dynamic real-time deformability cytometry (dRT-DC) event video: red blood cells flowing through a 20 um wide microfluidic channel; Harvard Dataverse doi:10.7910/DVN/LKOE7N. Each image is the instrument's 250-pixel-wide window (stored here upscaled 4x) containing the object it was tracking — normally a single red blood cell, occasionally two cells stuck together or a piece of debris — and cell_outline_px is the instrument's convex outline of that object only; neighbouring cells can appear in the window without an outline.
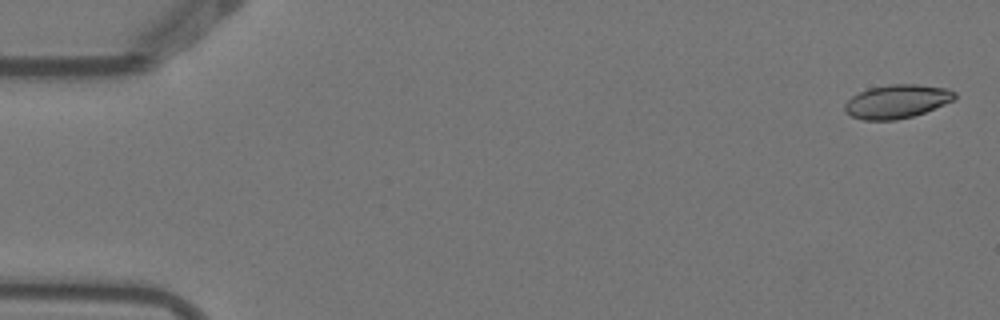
{"species": "Egyptian fruit bat (a non-hibernating species)", "species_latin": "Rousettus aegyptiacus", "temperature_condition": "warm", "stored_images_in_passage": 4, "camera_frame_rate_fps": 3000, "um_per_image_px": 0.085, "animal": {"sex": "female"}, "frame": {"image": 1, "passage_image": 1, "time_ms": 0.0, "image_size_px": [1000, 320], "cell_outline_px": [[956, 96], [952, 100], [944, 104], [924, 112], [912, 116], [896, 120], [864, 120], [852, 116], [844, 112], [844, 104], [852, 96], [868, 88], [888, 84], [916, 84], [948, 88], [956, 92]], "centroid_in_image_um": [76.21, 8.61], "position_along_channel_um": 8.8, "area_um2": 21.5}}
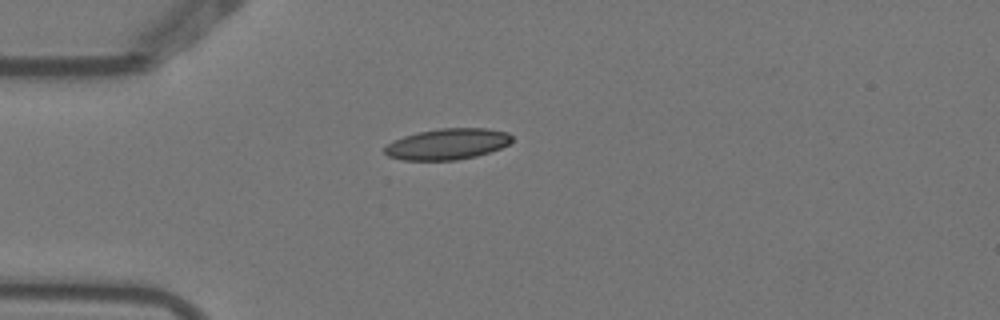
{"frame": {"image": 2, "passage_image": 4, "time_ms": 1.0, "image_size_px": [1000, 320], "cell_outline_px": [[512, 140], [508, 144], [500, 148], [476, 156], [456, 160], [400, 160], [388, 156], [384, 152], [384, 148], [392, 140], [416, 132], [440, 128], [484, 128], [508, 132], [512, 136]], "centroid_in_image_um": [38.0, 12.24], "position_along_channel_um": 47.0, "area_um2": 23.06}}